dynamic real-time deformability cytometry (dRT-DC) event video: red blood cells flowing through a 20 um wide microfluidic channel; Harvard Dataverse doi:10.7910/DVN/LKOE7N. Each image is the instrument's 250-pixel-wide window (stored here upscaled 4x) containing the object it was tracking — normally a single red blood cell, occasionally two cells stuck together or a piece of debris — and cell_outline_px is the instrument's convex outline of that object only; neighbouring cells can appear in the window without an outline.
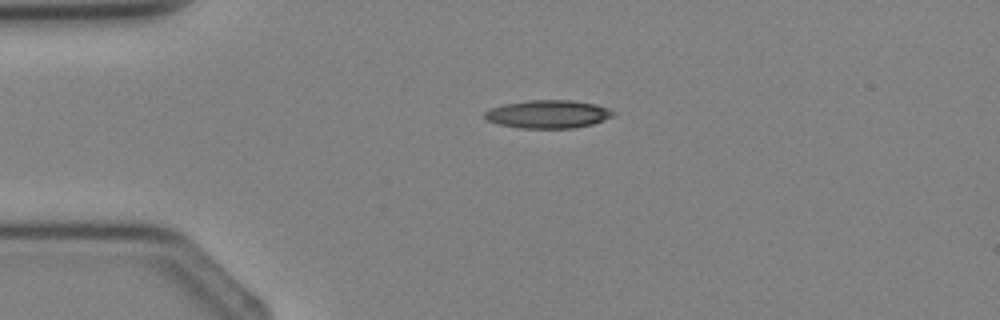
{"species": "Egyptian fruit bat (a non-hibernating species)", "species_latin": "Rousettus aegyptiacus", "temperature_condition": "cold", "stored_images_in_passage": 1, "camera_frame_rate_fps": 3000, "um_per_image_px": 0.085, "animal": {"sex": "female"}, "frame": {"image": 1, "passage_image": 1, "time_ms": 0.0, "image_size_px": [1000, 320], "cell_outline_px": [[616, 112], [612, 116], [604, 120], [592, 124], [576, 128], [520, 128], [500, 124], [488, 120], [484, 116], [484, 112], [488, 108], [504, 104], [528, 100], [572, 100], [596, 104], [608, 108]], "centroid_in_image_um": [46.59, 9.7], "position_along_channel_um": 38.4, "area_um2": 21.1}}